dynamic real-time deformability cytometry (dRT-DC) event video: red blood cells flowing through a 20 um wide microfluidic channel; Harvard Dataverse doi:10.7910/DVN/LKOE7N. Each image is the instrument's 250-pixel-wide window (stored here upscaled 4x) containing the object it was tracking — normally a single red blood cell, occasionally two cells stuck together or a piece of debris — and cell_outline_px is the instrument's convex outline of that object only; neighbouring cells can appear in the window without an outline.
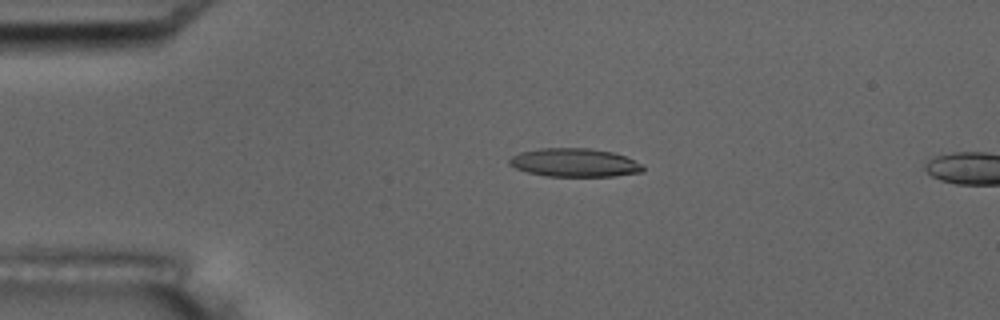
{"species": "common noctule bat (a hibernating species)", "species_latin": "Nyctalus noctula", "temperature_condition": "room temperature", "stored_images_in_passage": 4, "camera_frame_rate_fps": 3000, "um_per_image_px": 0.085, "animal": {"sex": "male", "body_mass_g": 17.5, "forearm_length_mm": 52.3}, "frame": {"image": 1, "passage_image": 3, "time_ms": 2.333, "image_size_px": [1000, 320], "cell_outline_px": [[644, 172], [612, 176], [548, 176], [528, 172], [516, 168], [508, 164], [508, 160], [512, 156], [520, 152], [540, 148], [588, 148], [612, 152], [624, 156], [644, 164]], "centroid_in_image_um": [48.85, 13.82], "position_along_channel_um": 36.2, "area_um2": 22.14}}